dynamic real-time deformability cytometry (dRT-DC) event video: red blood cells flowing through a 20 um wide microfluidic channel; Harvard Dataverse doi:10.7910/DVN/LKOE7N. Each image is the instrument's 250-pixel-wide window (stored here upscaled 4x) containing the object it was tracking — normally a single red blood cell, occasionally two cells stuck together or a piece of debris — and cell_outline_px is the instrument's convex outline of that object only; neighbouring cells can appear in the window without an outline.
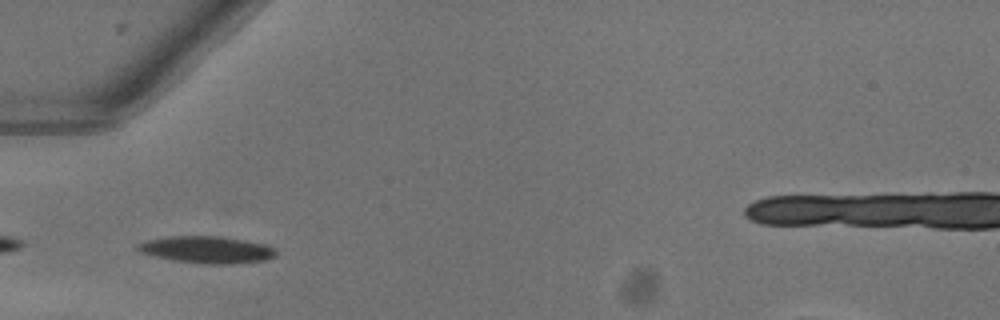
{"species": "common noctule bat (a hibernating species)", "species_latin": "Nyctalus noctula", "temperature_condition": "warm", "stored_images_in_passage": 32, "camera_frame_rate_fps": 3000, "um_per_image_px": 0.085, "animal": {"sex": "female"}, "frame": {"image": 1, "passage_image": 1, "time_ms": 0.0, "image_size_px": [1000, 320], "cell_outline_px": [[276, 256], [264, 260], [232, 264], [204, 264], [172, 260], [140, 252], [136, 248], [136, 244], [148, 240], [168, 236], [220, 236], [244, 240], [264, 244], [272, 248], [276, 252]], "centroid_in_image_um": [17.56, 21.22], "position_along_channel_um": 67.4, "area_um2": 21.62}}
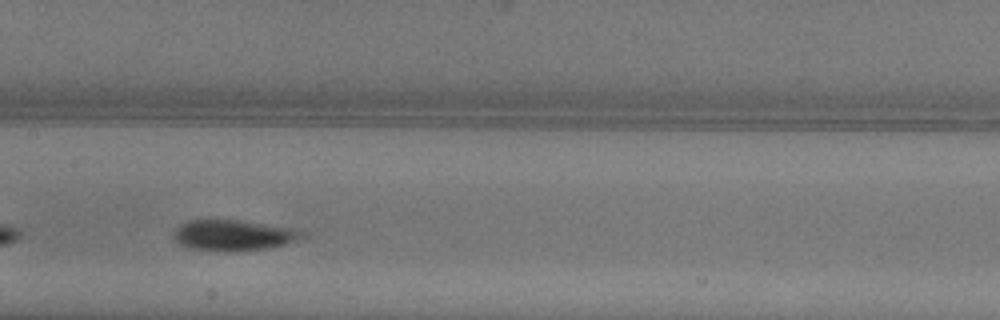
{"frame": {"image": 2, "passage_image": 10, "time_ms": 3.0, "image_size_px": [1000, 320], "cell_outline_px": [[304, 236], [284, 244], [264, 248], [232, 252], [216, 252], [192, 248], [180, 244], [172, 236], [176, 228], [180, 224], [188, 220], [240, 220], [292, 228], [300, 232]], "centroid_in_image_um": [19.74, 20.0], "position_along_channel_um": 187.7, "area_um2": 22.77}, "authors_computed_cell_mechanics": {"area_um2": 21.5883, "velocity_mm_per_s": 4.0423, "shape_relaxation_time_tau1_ms": 2.8792, "shape_relaxation_time_tau2_ms": 3.2855, "deformation_change_tau1": 0.1637, "deformation_change_tau2": 0.0718}}